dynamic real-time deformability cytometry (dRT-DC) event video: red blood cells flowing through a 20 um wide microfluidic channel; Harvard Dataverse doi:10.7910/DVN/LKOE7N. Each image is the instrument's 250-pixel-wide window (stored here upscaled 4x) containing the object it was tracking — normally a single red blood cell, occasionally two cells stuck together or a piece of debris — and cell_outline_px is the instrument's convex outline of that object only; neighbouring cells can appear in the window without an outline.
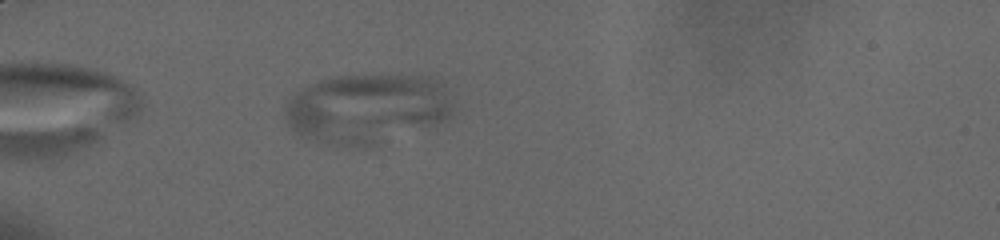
{"species": "human", "species_latin": "Homo sapiens", "temperature_condition": "cold", "stored_images_in_passage": 47, "camera_frame_rate_fps": 3000, "um_per_image_px": 0.085, "donor": {"sex": "male"}, "frame": {"image": 1, "passage_image": 3, "time_ms": 0.667, "image_size_px": [1000, 240], "cell_outline_px": [[452, 116], [444, 120], [372, 144], [340, 144], [304, 136], [296, 132], [288, 124], [284, 116], [284, 108], [288, 100], [292, 96], [304, 88], [324, 80], [336, 76], [428, 76], [444, 84], [452, 112]], "centroid_in_image_um": [31.18, 9.18], "position_along_channel_um": 53.8, "area_um2": 65.66}}